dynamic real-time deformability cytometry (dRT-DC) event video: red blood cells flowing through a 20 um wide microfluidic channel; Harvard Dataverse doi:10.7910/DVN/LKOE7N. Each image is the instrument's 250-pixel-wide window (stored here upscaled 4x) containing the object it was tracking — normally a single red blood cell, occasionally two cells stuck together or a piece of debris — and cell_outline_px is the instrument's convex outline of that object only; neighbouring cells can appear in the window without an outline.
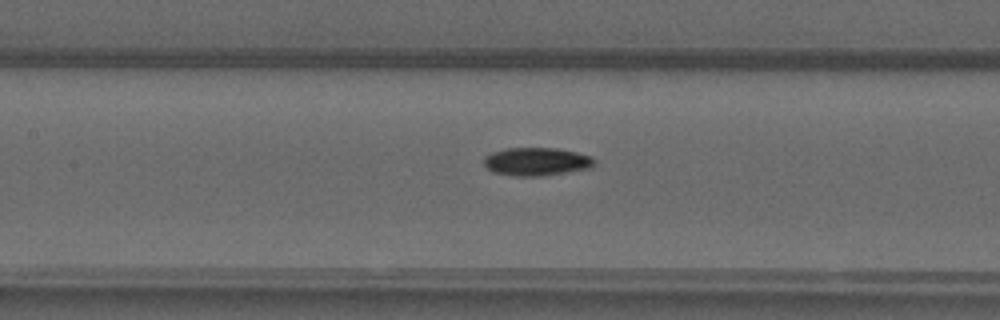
{"species": "common noctule bat (a hibernating species)", "species_latin": "Nyctalus noctula", "temperature_condition": "warm", "stored_images_in_passage": 35, "camera_frame_rate_fps": 3000, "um_per_image_px": 0.085, "animal": {"sex": "male", "forearm_length_mm": 52.5}, "frame": {"image": 1, "passage_image": 24, "time_ms": 7.667, "image_size_px": [1000, 320], "cell_outline_px": [[596, 164], [592, 168], [540, 176], [516, 176], [492, 172], [484, 164], [484, 156], [492, 152], [504, 148], [560, 148], [592, 156], [596, 160]], "centroid_in_image_um": [45.63, 13.73], "position_along_channel_um": 161.8, "area_um2": 18.32}}
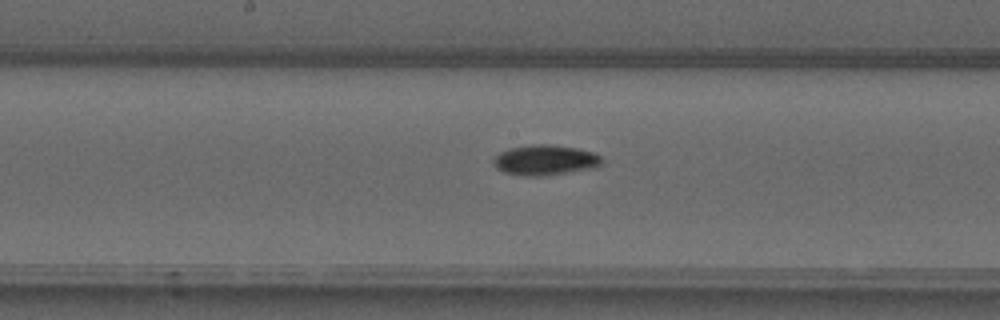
{"frame": {"image": 2, "passage_image": 27, "time_ms": 8.667, "image_size_px": [1000, 320], "cell_outline_px": [[604, 164], [596, 168], [544, 176], [524, 176], [504, 172], [496, 168], [492, 164], [492, 160], [500, 152], [508, 148], [532, 144], [552, 144], [576, 148], [592, 152], [600, 156], [604, 160]], "centroid_in_image_um": [46.35, 13.61], "position_along_channel_um": 201.8, "area_um2": 19.48}}
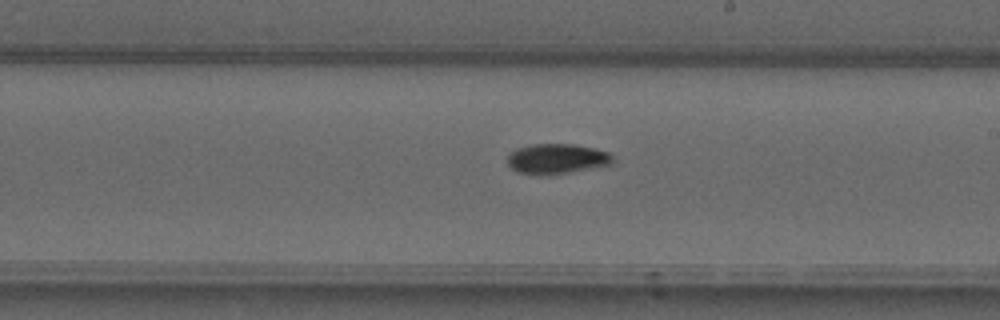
{"frame": {"image": 3, "passage_image": 30, "time_ms": 9.667, "image_size_px": [1000, 320], "cell_outline_px": [[616, 160], [612, 164], [568, 172], [516, 172], [508, 164], [508, 152], [516, 148], [528, 144], [576, 144], [596, 148], [608, 152]], "centroid_in_image_um": [47.36, 13.44], "position_along_channel_um": 241.6, "area_um2": 18.03}}